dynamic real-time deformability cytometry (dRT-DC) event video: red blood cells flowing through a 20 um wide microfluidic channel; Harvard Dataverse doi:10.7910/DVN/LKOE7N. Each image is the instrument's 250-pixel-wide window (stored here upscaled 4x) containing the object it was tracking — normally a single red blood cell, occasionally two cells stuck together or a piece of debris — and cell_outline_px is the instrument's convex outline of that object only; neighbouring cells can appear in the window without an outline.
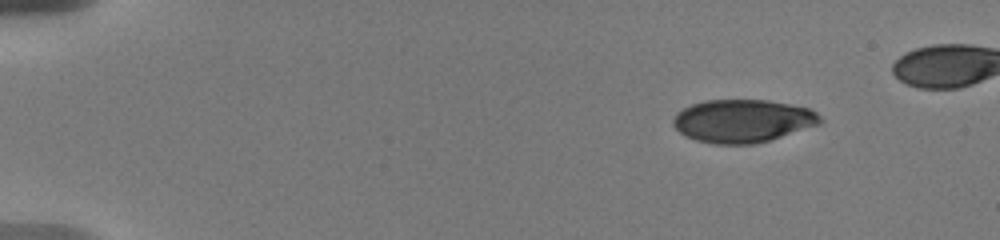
{"species": "human", "species_latin": "Homo sapiens", "temperature_condition": "warm", "stored_images_in_passage": 50, "camera_frame_rate_fps": 3000, "um_per_image_px": 0.085, "donor": {"sex": "male"}, "frame": {"image": 1, "passage_image": 1, "time_ms": 0.0, "image_size_px": [1000, 240], "cell_outline_px": [[824, 120], [820, 124], [768, 140], [752, 144], [716, 144], [696, 140], [680, 132], [672, 124], [672, 120], [676, 112], [692, 104], [704, 100], [768, 100], [808, 108], [816, 112]], "centroid_in_image_um": [63.11, 10.27], "position_along_channel_um": 21.9, "area_um2": 36.59}}
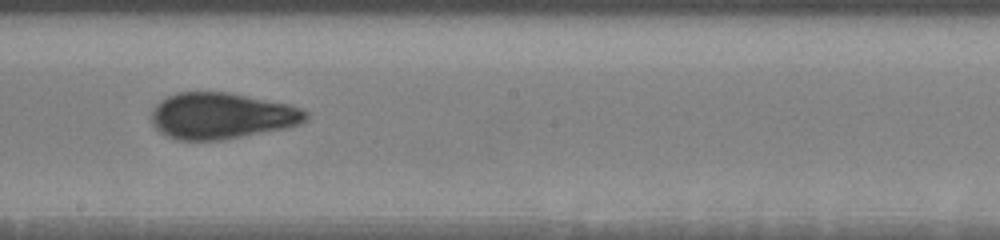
{"frame": {"image": 2, "passage_image": 30, "time_ms": 8.667, "image_size_px": [1000, 240], "cell_outline_px": [[308, 120], [300, 124], [284, 128], [220, 140], [176, 140], [160, 132], [152, 124], [152, 108], [160, 100], [176, 92], [228, 92], [288, 104], [300, 108], [308, 112]], "centroid_in_image_um": [18.81, 9.84], "position_along_channel_um": 229.4, "area_um2": 41.5}}
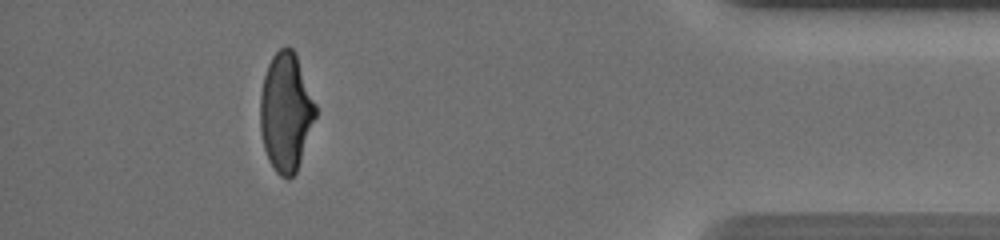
{"frame": {"image": 3, "passage_image": 48, "time_ms": 14.667, "image_size_px": [1000, 240], "cell_outline_px": [[316, 116], [296, 172], [288, 180], [280, 176], [276, 172], [268, 160], [264, 148], [260, 132], [260, 96], [264, 76], [268, 64], [272, 56], [284, 44], [288, 44], [296, 52], [316, 104]], "centroid_in_image_um": [24.29, 9.49], "position_along_channel_um": 410.9, "area_um2": 38.49}}